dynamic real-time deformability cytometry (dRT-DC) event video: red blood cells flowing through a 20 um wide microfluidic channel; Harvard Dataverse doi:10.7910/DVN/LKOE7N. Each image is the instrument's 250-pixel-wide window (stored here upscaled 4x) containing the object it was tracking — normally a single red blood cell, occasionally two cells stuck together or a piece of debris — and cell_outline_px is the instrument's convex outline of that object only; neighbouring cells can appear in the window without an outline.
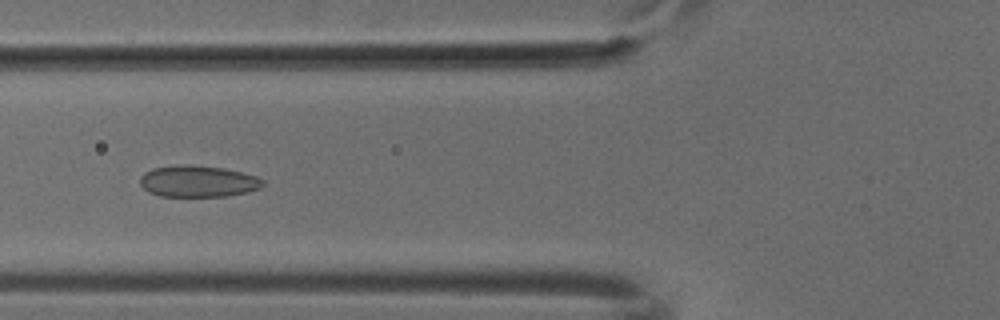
{"species": "common noctule bat (a hibernating species)", "species_latin": "Nyctalus noctula", "temperature_condition": "cold", "stored_images_in_passage": 44, "camera_frame_rate_fps": 3000, "um_per_image_px": 0.085, "animal": {"sex": "male", "body_mass_g": 18.8}, "frame": {"image": 1, "passage_image": 13, "time_ms": 4.0, "image_size_px": [1000, 320], "cell_outline_px": [[264, 184], [260, 188], [248, 192], [228, 196], [160, 196], [148, 192], [140, 184], [140, 176], [144, 172], [152, 168], [176, 164], [188, 164], [224, 168], [256, 176], [264, 180]], "centroid_in_image_um": [16.81, 15.4], "position_along_channel_um": 109.0, "area_um2": 22.77}}
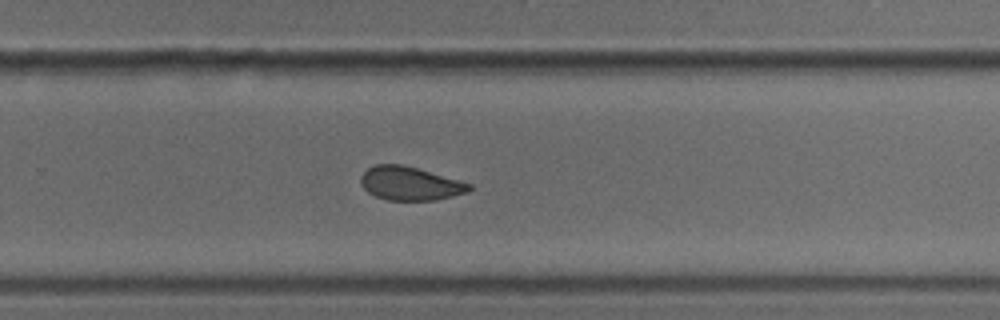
{"frame": {"image": 2, "passage_image": 27, "time_ms": 8.667, "image_size_px": [1000, 320], "cell_outline_px": [[472, 188], [468, 192], [436, 200], [388, 200], [376, 196], [368, 192], [360, 184], [360, 176], [368, 168], [376, 164], [400, 164], [416, 168], [472, 184]], "centroid_in_image_um": [34.83, 15.6], "position_along_channel_um": 295.0, "area_um2": 21.04}}
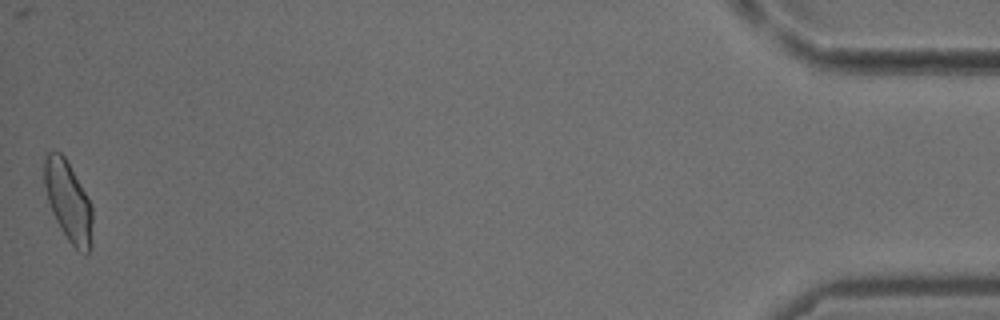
{"frame": {"image": 3, "passage_image": 44, "time_ms": 14.333, "image_size_px": [1000, 320], "cell_outline_px": [[92, 248], [84, 256], [68, 240], [60, 228], [52, 212], [48, 200], [44, 184], [44, 156], [48, 152], [60, 152], [64, 156], [88, 196], [92, 208]], "centroid_in_image_um": [5.82, 17.14], "position_along_channel_um": 429.4, "area_um2": 22.54}}